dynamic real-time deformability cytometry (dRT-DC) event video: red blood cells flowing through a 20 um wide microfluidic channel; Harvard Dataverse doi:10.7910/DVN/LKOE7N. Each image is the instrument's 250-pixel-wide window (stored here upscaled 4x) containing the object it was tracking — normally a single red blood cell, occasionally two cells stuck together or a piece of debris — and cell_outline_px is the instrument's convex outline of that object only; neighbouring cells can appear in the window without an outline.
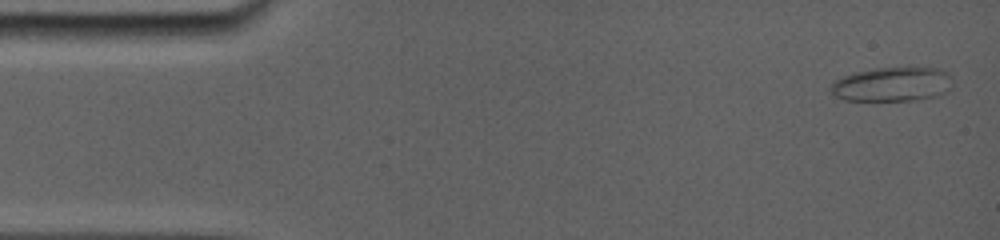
{"species": "common noctule bat (a hibernating species)", "species_latin": "Nyctalus noctula", "temperature_condition": "room temperature", "stored_images_in_passage": 5, "camera_frame_rate_fps": 5000, "um_per_image_px": 0.085, "animal": {"sex": "female", "body_mass_g": 19.0, "forearm_length_mm": 56.7}, "frame": {"image": 1, "passage_image": 1, "time_ms": 0.0, "image_size_px": [1000, 240], "cell_outline_px": [[952, 88], [948, 92], [936, 96], [912, 100], [844, 100], [828, 92], [828, 88], [836, 80], [844, 76], [856, 72], [876, 68], [936, 68], [948, 72]], "centroid_in_image_um": [75.83, 7.17], "position_along_channel_um": 9.2, "area_um2": 24.22}}